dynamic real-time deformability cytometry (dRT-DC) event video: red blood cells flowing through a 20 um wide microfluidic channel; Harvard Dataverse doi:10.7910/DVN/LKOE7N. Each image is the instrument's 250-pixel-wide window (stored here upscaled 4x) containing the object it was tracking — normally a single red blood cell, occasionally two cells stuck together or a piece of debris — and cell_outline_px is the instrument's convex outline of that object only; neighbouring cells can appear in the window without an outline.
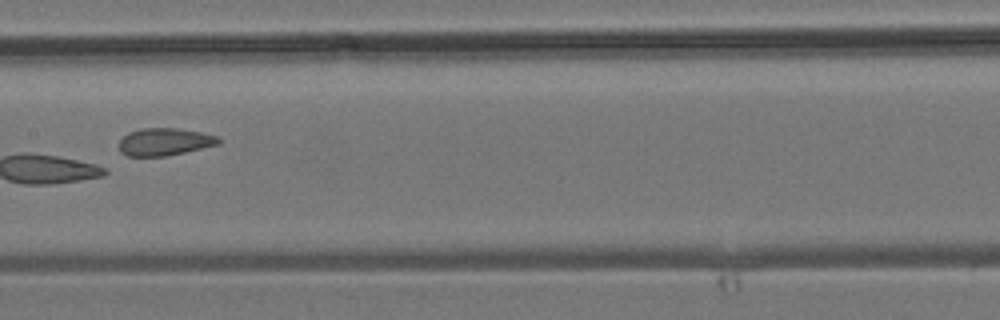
{"species": "common noctule bat (a hibernating species)", "species_latin": "Nyctalus noctula", "temperature_condition": "room temperature", "stored_images_in_passage": 6, "camera_frame_rate_fps": 3000, "um_per_image_px": 0.085, "animal": {"sex": "male", "body_mass_g": 19.2, "forearm_length_mm": 51.8}, "frame": {"image": 1, "passage_image": 6, "time_ms": 6.333, "image_size_px": [1000, 320], "cell_outline_px": [[220, 144], [184, 152], [164, 156], [128, 156], [120, 152], [120, 140], [128, 132], [140, 128], [176, 128], [200, 132], [216, 136], [220, 140]], "centroid_in_image_um": [13.97, 12.05], "position_along_channel_um": 193.4, "area_um2": 15.78}}